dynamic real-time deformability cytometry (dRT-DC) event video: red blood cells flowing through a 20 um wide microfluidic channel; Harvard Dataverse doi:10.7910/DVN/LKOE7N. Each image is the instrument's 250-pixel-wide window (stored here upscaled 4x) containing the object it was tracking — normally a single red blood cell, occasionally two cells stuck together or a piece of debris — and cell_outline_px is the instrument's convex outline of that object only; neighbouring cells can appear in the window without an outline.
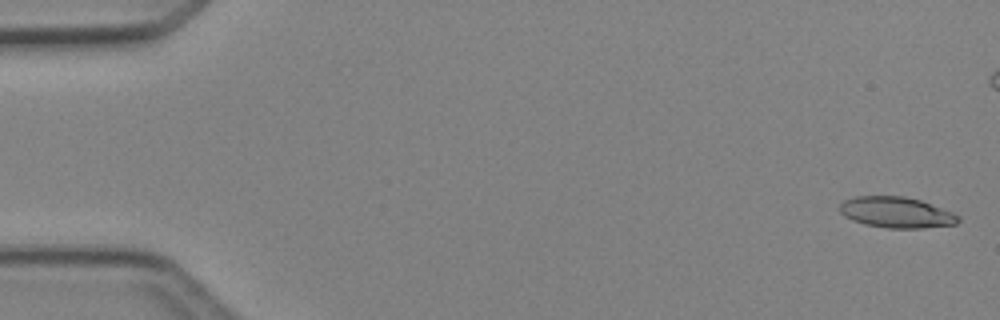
{"species": "Egyptian fruit bat (a non-hibernating species)", "species_latin": "Rousettus aegyptiacus", "temperature_condition": "cold", "stored_images_in_passage": 50, "camera_frame_rate_fps": 3000, "um_per_image_px": 0.085, "animal": {"sex": "female"}, "frame": {"image": 1, "passage_image": 2, "time_ms": 0.333, "image_size_px": [1000, 320], "cell_outline_px": [[960, 220], [956, 224], [924, 228], [888, 228], [864, 224], [852, 220], [844, 216], [840, 212], [840, 204], [844, 200], [856, 196], [904, 196], [920, 200], [952, 212], [960, 216]], "centroid_in_image_um": [76.19, 18.05], "position_along_channel_um": 8.8, "area_um2": 21.33}}
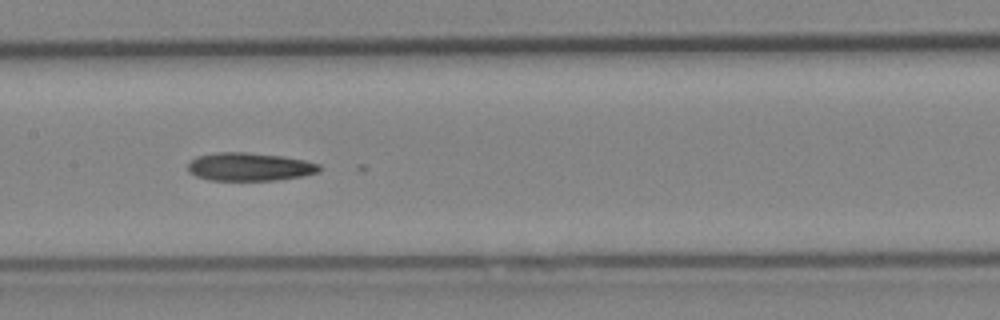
{"frame": {"image": 2, "passage_image": 25, "time_ms": 8.0, "image_size_px": [1000, 320], "cell_outline_px": [[320, 172], [304, 176], [276, 180], [208, 180], [196, 176], [188, 172], [188, 164], [196, 156], [216, 152], [244, 152], [280, 156], [304, 160], [320, 164]], "centroid_in_image_um": [21.2, 14.18], "position_along_channel_um": 186.2, "area_um2": 21.62}}
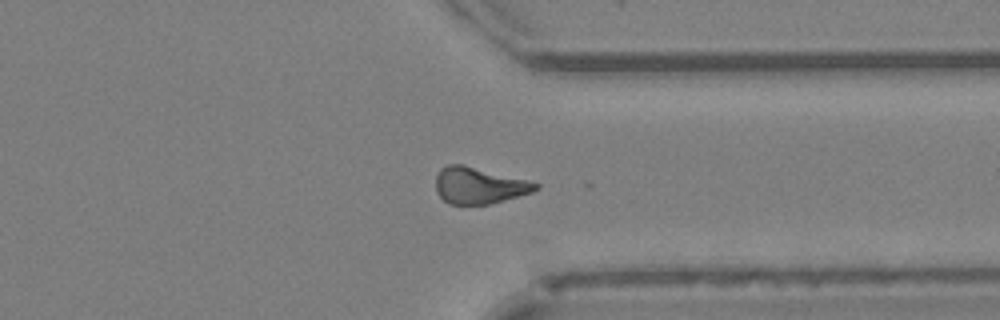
{"frame": {"image": 3, "passage_image": 38, "time_ms": 12.333, "image_size_px": [1000, 320], "cell_outline_px": [[540, 188], [532, 192], [488, 204], [448, 204], [436, 192], [436, 176], [440, 168], [448, 164], [464, 164], [528, 180], [540, 184]], "centroid_in_image_um": [40.7, 15.75], "position_along_channel_um": 370.7, "area_um2": 21.21}, "authors_computed_cell_mechanics": {"area_um2": 21.386, "velocity_mm_per_s": 4.2549, "shape_relaxation_time_tau1_ms": null, "shape_relaxation_time_tau2_ms": 4.2633, "deformation_change_tau1": null, "deformation_change_tau2": 0.1221}}